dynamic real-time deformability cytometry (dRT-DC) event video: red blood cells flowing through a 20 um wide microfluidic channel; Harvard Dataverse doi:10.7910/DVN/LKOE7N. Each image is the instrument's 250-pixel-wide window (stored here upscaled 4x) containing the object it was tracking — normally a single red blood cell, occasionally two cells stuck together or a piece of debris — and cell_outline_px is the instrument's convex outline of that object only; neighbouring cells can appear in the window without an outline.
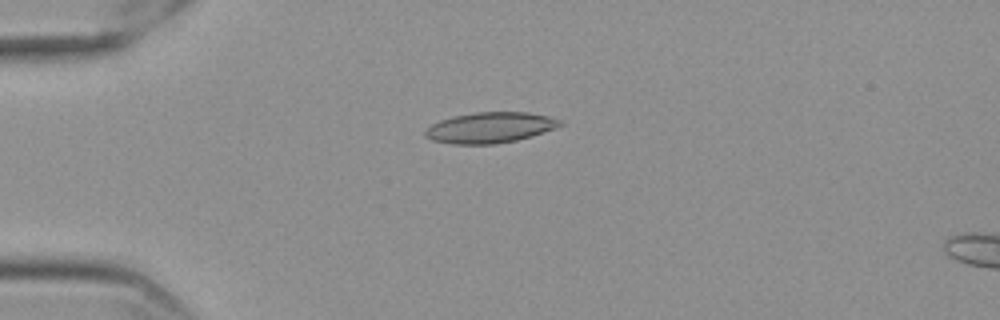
{"species": "Egyptian fruit bat (a non-hibernating species)", "species_latin": "Rousettus aegyptiacus", "temperature_condition": "cold", "stored_images_in_passage": 57, "camera_frame_rate_fps": 3000, "um_per_image_px": 0.085, "frame": {"image": 1, "passage_image": 15, "time_ms": 4.667, "image_size_px": [1000, 320], "cell_outline_px": [[564, 124], [556, 128], [532, 136], [516, 140], [492, 144], [452, 144], [432, 140], [424, 136], [424, 128], [440, 120], [452, 116], [476, 112], [528, 112], [548, 116], [560, 120]], "centroid_in_image_um": [41.63, 10.84], "position_along_channel_um": 43.4, "area_um2": 24.22}}
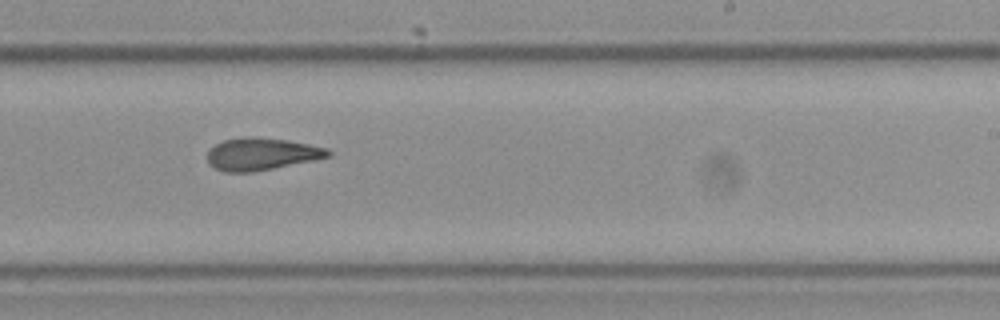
{"frame": {"image": 2, "passage_image": 36, "time_ms": 11.667, "image_size_px": [1000, 320], "cell_outline_px": [[332, 152], [328, 156], [312, 160], [252, 172], [224, 172], [208, 164], [208, 152], [216, 144], [224, 140], [244, 136], [252, 136], [288, 140], [328, 148]], "centroid_in_image_um": [22.2, 13.08], "position_along_channel_um": 266.8, "area_um2": 22.48}}
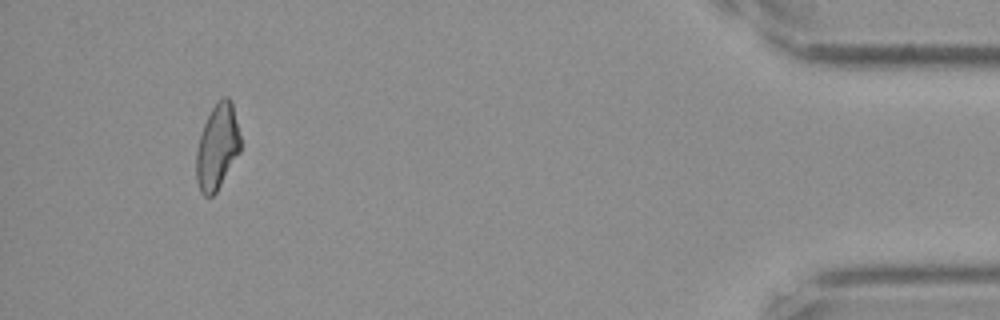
{"frame": {"image": 3, "passage_image": 54, "time_ms": 17.667, "image_size_px": [1000, 320], "cell_outline_px": [[240, 152], [216, 192], [212, 196], [204, 196], [200, 192], [196, 180], [196, 152], [200, 136], [204, 124], [212, 108], [224, 96], [228, 96], [232, 100], [240, 136]], "centroid_in_image_um": [18.47, 12.49], "position_along_channel_um": 416.7, "area_um2": 21.85}, "authors_computed_cell_mechanics": {"area_um2": 22.8888, "velocity_mm_per_s": 3.5642, "shape_relaxation_time_tau1_ms": 9.6516, "shape_relaxation_time_tau2_ms": 3.4902, "deformation_change_tau1": 0.1865, "deformation_change_tau2": 0.1067}}